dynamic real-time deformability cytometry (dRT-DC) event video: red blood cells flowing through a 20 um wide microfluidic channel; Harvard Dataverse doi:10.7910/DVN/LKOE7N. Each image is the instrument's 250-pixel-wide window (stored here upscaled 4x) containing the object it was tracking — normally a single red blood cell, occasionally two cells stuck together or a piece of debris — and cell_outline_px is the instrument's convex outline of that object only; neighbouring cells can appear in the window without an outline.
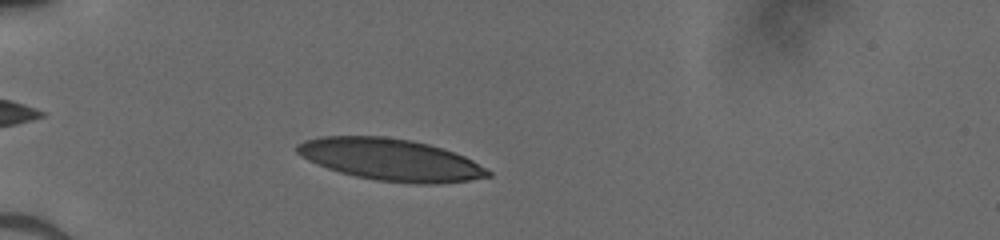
{"species": "human", "species_latin": "Homo sapiens", "temperature_condition": "cold", "stored_images_in_passage": 37, "camera_frame_rate_fps": 3000, "um_per_image_px": 0.085, "donor": {"sex": "male"}, "frame": {"image": 1, "passage_image": 7, "time_ms": 2.0, "image_size_px": [1000, 240], "cell_outline_px": [[492, 176], [472, 180], [440, 184], [416, 184], [376, 180], [356, 176], [340, 172], [328, 168], [308, 160], [300, 156], [296, 152], [296, 144], [304, 140], [320, 136], [384, 136], [412, 140], [428, 144], [464, 156], [472, 160], [492, 172]], "centroid_in_image_um": [33.2, 13.57], "position_along_channel_um": 51.8, "area_um2": 46.64}}
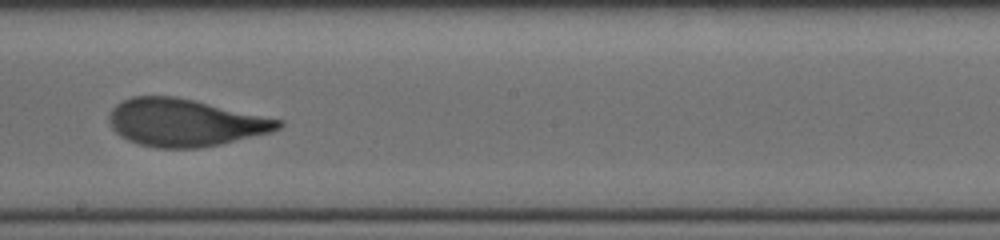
{"frame": {"image": 2, "passage_image": 22, "time_ms": 7.0, "image_size_px": [1000, 240], "cell_outline_px": [[284, 124], [280, 128], [272, 132], [220, 144], [200, 148], [156, 148], [140, 144], [128, 140], [120, 136], [112, 128], [108, 120], [108, 116], [112, 108], [116, 104], [132, 96], [176, 96], [284, 120]], "centroid_in_image_um": [15.72, 10.42], "position_along_channel_um": 232.5, "area_um2": 46.88}}
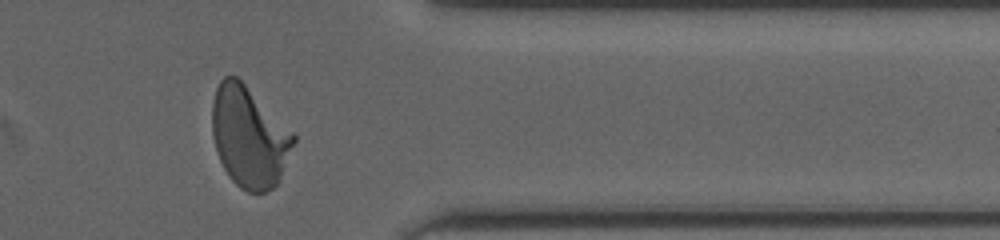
{"frame": {"image": 3, "passage_image": 34, "time_ms": 11.0, "image_size_px": [1000, 240], "cell_outline_px": [[296, 140], [280, 180], [272, 188], [264, 192], [248, 192], [240, 188], [228, 176], [220, 160], [216, 148], [212, 132], [212, 104], [216, 88], [220, 80], [224, 76], [236, 76], [296, 136]], "centroid_in_image_um": [21.17, 11.66], "position_along_channel_um": 390.2, "area_um2": 47.28}}